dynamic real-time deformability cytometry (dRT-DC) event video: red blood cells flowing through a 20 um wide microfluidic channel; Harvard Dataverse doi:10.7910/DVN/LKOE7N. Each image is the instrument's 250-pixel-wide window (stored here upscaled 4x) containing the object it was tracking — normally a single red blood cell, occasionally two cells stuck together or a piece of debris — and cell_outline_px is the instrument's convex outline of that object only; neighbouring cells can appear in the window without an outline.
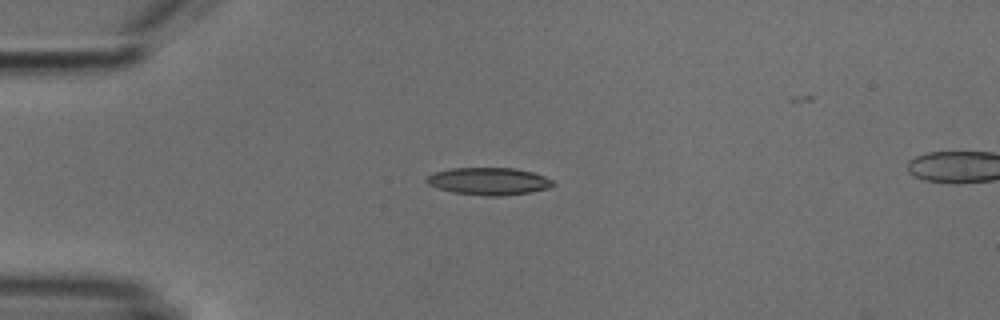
{"species": "common noctule bat (a hibernating species)", "species_latin": "Nyctalus noctula", "temperature_condition": "cold", "stored_images_in_passage": 3, "camera_frame_rate_fps": 3000, "um_per_image_px": 0.085, "animal": {"sex": "male", "body_mass_g": 18.8}, "frame": {"image": 1, "passage_image": 1, "time_ms": 0.0, "image_size_px": [1000, 320], "cell_outline_px": [[556, 184], [548, 188], [528, 192], [500, 196], [484, 196], [452, 192], [436, 188], [428, 184], [424, 180], [428, 176], [436, 172], [452, 168], [516, 168], [532, 172], [544, 176], [552, 180]], "centroid_in_image_um": [41.53, 15.41], "position_along_channel_um": 43.5, "area_um2": 20.11}}
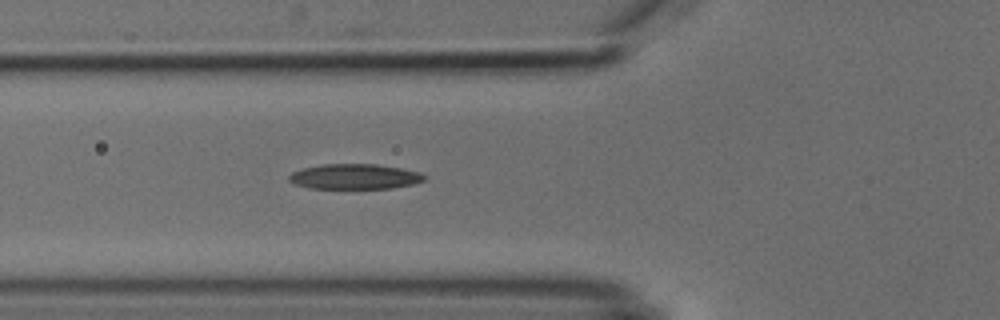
{"frame": {"image": 2, "passage_image": 3, "time_ms": 2.0, "image_size_px": [1000, 320], "cell_outline_px": [[424, 180], [412, 184], [392, 188], [308, 188], [296, 184], [288, 180], [288, 176], [292, 172], [304, 168], [320, 164], [376, 164], [400, 168], [420, 172], [424, 176]], "centroid_in_image_um": [30.11, 15.0], "position_along_channel_um": 95.7, "area_um2": 19.71}}